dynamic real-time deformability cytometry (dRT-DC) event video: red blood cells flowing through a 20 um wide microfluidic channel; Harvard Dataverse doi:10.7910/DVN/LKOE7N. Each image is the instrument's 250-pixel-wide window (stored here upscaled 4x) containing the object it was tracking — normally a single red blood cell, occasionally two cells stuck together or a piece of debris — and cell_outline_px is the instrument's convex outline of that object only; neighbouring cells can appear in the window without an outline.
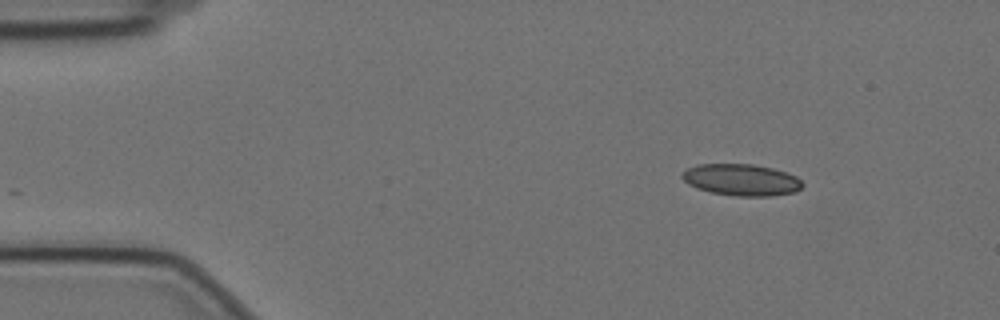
{"species": "Egyptian fruit bat (a non-hibernating species)", "species_latin": "Rousettus aegyptiacus", "temperature_condition": "cold", "stored_images_in_passage": 51, "camera_frame_rate_fps": 3000, "um_per_image_px": 0.085, "animal": {"sex": "female"}, "frame": {"image": 1, "passage_image": 1, "time_ms": 0.0, "image_size_px": [1000, 320], "cell_outline_px": [[804, 184], [796, 192], [772, 196], [736, 196], [712, 192], [696, 188], [688, 184], [680, 176], [688, 168], [696, 164], [752, 164], [772, 168], [796, 176]], "centroid_in_image_um": [63.02, 15.29], "position_along_channel_um": 22.0, "area_um2": 22.14}}
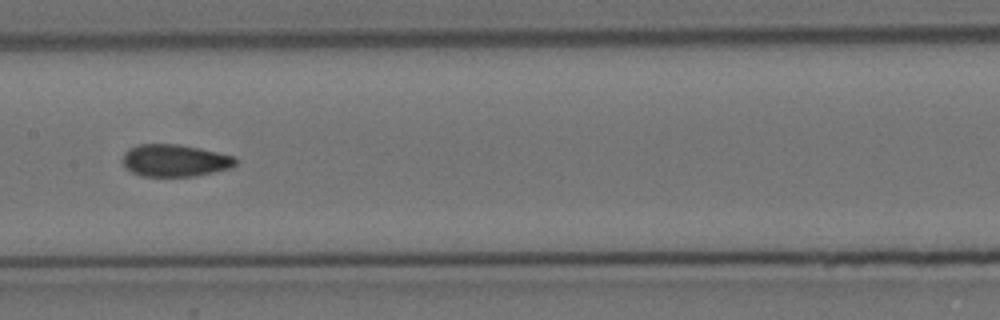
{"frame": {"image": 2, "passage_image": 22, "time_ms": 7.0, "image_size_px": [1000, 320], "cell_outline_px": [[236, 164], [232, 168], [196, 176], [140, 176], [132, 172], [124, 164], [124, 152], [128, 148], [136, 144], [176, 144], [200, 148], [232, 156], [236, 160]], "centroid_in_image_um": [14.86, 13.64], "position_along_channel_um": 192.5, "area_um2": 21.1}}
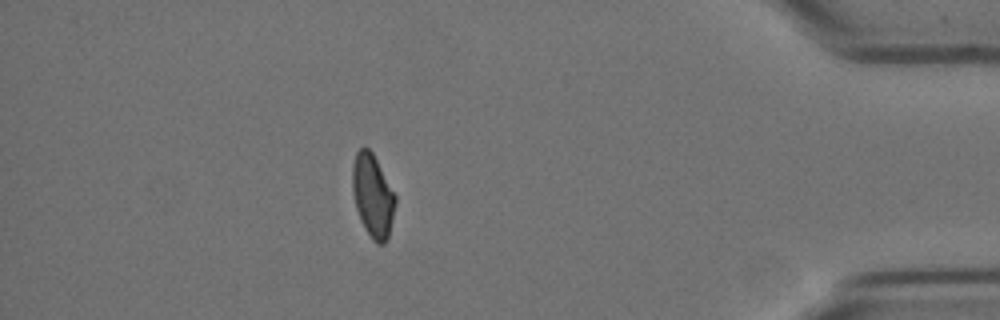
{"frame": {"image": 3, "passage_image": 44, "time_ms": 14.333, "image_size_px": [1000, 320], "cell_outline_px": [[396, 204], [388, 236], [384, 244], [376, 244], [372, 240], [364, 228], [356, 208], [352, 192], [352, 164], [356, 152], [364, 144], [372, 152], [396, 196]], "centroid_in_image_um": [31.66, 16.63], "position_along_channel_um": 403.5, "area_um2": 20.81}, "authors_computed_cell_mechanics": {"area_um2": 21.386, "velocity_mm_per_s": 3.4984, "shape_relaxation_time_tau1_ms": null, "shape_relaxation_time_tau2_ms": 2.0587, "deformation_change_tau1": null, "deformation_change_tau2": 0.081}}